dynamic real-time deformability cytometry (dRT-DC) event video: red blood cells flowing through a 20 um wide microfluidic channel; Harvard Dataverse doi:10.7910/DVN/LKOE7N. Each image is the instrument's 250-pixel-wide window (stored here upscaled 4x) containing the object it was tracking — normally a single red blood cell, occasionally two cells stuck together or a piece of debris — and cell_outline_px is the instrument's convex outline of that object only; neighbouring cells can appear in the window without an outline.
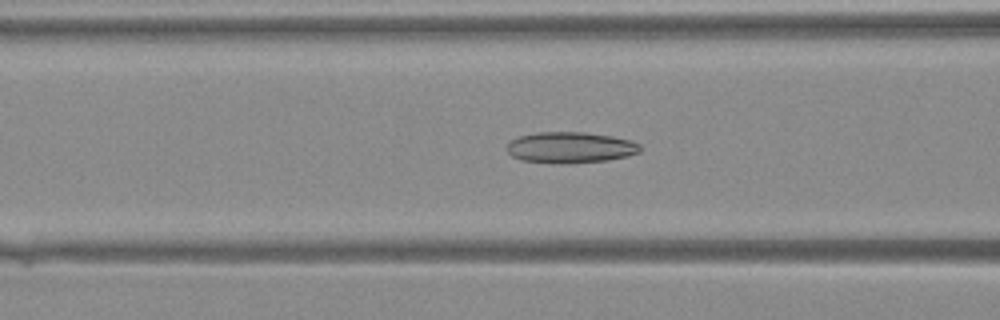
{"species": "Egyptian fruit bat (a non-hibernating species)", "species_latin": "Rousettus aegyptiacus", "temperature_condition": "warm", "stored_images_in_passage": 39, "camera_frame_rate_fps": 3000, "um_per_image_px": 0.085, "animal": {"sex": "female"}, "frame": {"image": 1, "passage_image": 15, "time_ms": 4.667, "image_size_px": [1000, 320], "cell_outline_px": [[640, 152], [628, 156], [608, 160], [568, 164], [556, 164], [520, 160], [512, 156], [508, 152], [508, 144], [512, 140], [520, 136], [536, 132], [584, 132], [612, 136], [632, 140], [640, 144]], "centroid_in_image_um": [48.5, 12.55], "position_along_channel_um": 118.1, "area_um2": 24.33}}
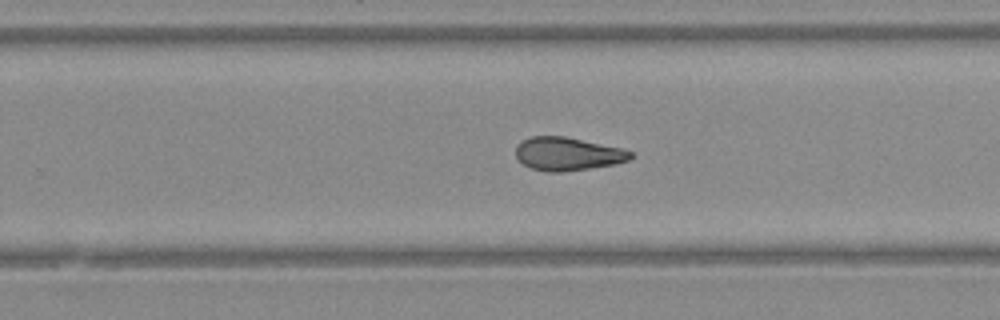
{"frame": {"image": 2, "passage_image": 25, "time_ms": 8.0, "image_size_px": [1000, 320], "cell_outline_px": [[632, 156], [628, 160], [612, 164], [588, 168], [560, 172], [548, 172], [532, 168], [524, 164], [516, 156], [516, 144], [520, 140], [532, 136], [564, 136], [620, 148], [632, 152]], "centroid_in_image_um": [48.19, 13.07], "position_along_channel_um": 281.6, "area_um2": 21.91}}
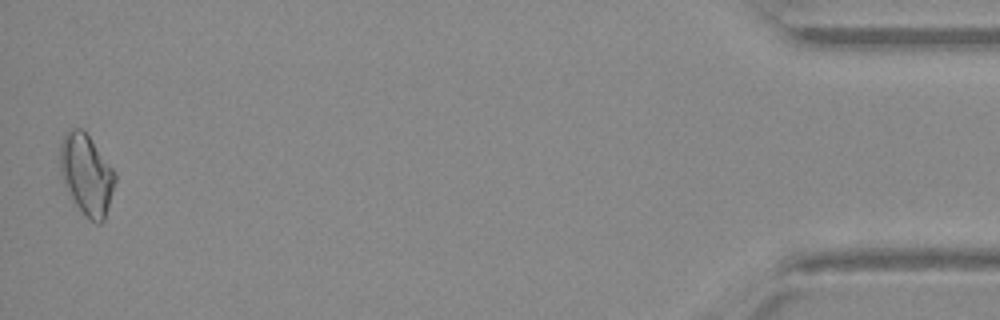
{"frame": {"image": 3, "passage_image": 39, "time_ms": 12.667, "image_size_px": [1000, 320], "cell_outline_px": [[116, 180], [104, 220], [100, 224], [96, 224], [84, 216], [76, 204], [60, 172], [60, 144], [64, 132], [72, 128], [80, 128], [88, 136], [116, 172]], "centroid_in_image_um": [7.36, 14.83], "position_along_channel_um": 427.8, "area_um2": 25.49}}